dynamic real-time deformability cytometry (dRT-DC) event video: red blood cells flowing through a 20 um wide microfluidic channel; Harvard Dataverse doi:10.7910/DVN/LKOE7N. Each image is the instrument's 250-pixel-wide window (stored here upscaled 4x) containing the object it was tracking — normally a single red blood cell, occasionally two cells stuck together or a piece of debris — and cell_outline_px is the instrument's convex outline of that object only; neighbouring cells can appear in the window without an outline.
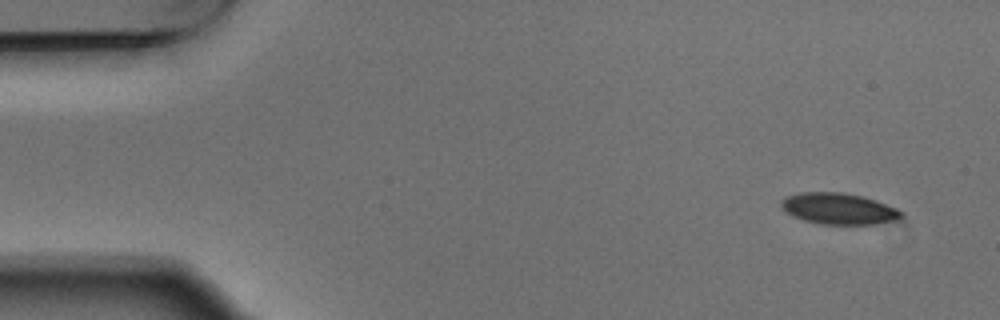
{"species": "Egyptian fruit bat (a non-hibernating species)", "species_latin": "Rousettus aegyptiacus", "temperature_condition": "warm", "stored_images_in_passage": 5, "camera_frame_rate_fps": 3000, "um_per_image_px": 0.085, "animal": {"sex": "male"}, "frame": {"image": 1, "passage_image": 1, "time_ms": 0.0, "image_size_px": [1000, 320], "cell_outline_px": [[904, 216], [896, 220], [872, 224], [820, 224], [804, 220], [792, 216], [780, 204], [780, 200], [788, 196], [800, 192], [844, 192], [864, 196], [876, 200], [896, 208], [904, 212]], "centroid_in_image_um": [71.32, 17.73], "position_along_channel_um": 13.7, "area_um2": 21.91}}
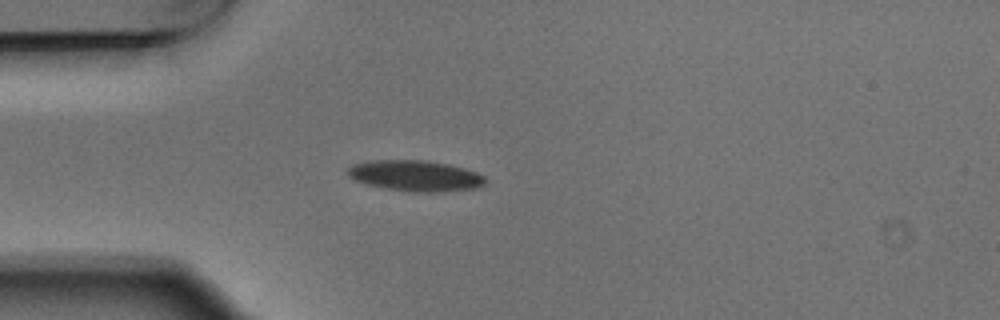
{"frame": {"image": 2, "passage_image": 4, "time_ms": 1.0, "image_size_px": [1000, 320], "cell_outline_px": [[488, 180], [484, 184], [476, 188], [436, 192], [412, 192], [384, 188], [368, 184], [356, 180], [348, 176], [344, 172], [352, 164], [368, 160], [428, 160], [448, 164], [464, 168], [476, 172], [484, 176]], "centroid_in_image_um": [35.28, 14.93], "position_along_channel_um": 49.7, "area_um2": 24.91}}